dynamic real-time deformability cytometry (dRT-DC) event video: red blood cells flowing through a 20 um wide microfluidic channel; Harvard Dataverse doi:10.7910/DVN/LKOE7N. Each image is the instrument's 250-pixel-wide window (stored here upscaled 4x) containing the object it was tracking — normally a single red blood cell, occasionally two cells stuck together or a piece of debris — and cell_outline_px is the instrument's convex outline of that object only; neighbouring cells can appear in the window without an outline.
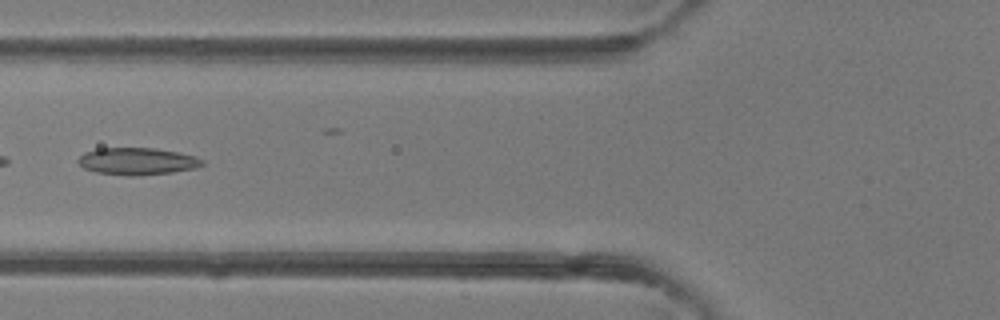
{"species": "common noctule bat (a hibernating species)", "species_latin": "Nyctalus noctula", "temperature_condition": "room temperature", "stored_images_in_passage": 3, "camera_frame_rate_fps": 3000, "um_per_image_px": 0.085, "animal": {"sex": "female"}, "frame": {"image": 1, "passage_image": 3, "time_ms": 2.333, "image_size_px": [1000, 320], "cell_outline_px": [[204, 164], [196, 168], [172, 172], [140, 176], [128, 176], [96, 172], [84, 168], [76, 160], [84, 152], [96, 148], [152, 148], [180, 152], [196, 156], [204, 160]], "centroid_in_image_um": [11.68, 13.71], "position_along_channel_um": 114.1, "area_um2": 19.83}}